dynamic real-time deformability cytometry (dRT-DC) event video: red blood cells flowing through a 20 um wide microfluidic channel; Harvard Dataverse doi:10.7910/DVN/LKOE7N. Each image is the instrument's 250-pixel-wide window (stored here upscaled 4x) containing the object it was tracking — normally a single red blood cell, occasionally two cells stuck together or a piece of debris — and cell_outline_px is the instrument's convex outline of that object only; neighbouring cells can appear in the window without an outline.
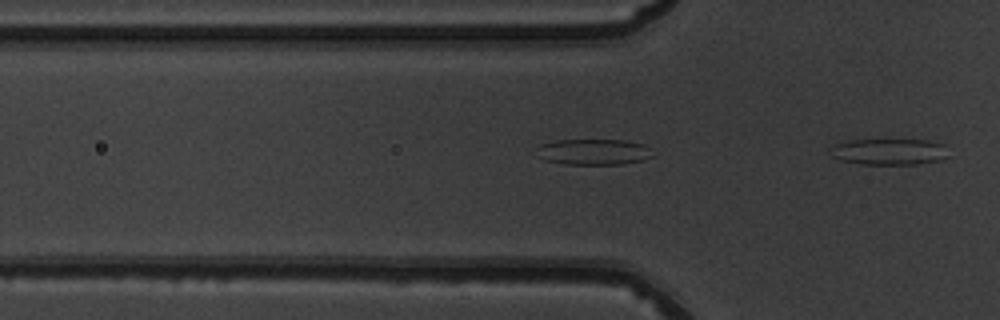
{"species": "common noctule bat (a hibernating species)", "species_latin": "Nyctalus noctula", "temperature_condition": "warm", "stored_images_in_passage": 4, "camera_frame_rate_fps": 3000, "um_per_image_px": 0.085, "animal": {"sex": "male", "body_mass_g": 19.5, "forearm_length_mm": 54.6}, "frame": {"image": 1, "passage_image": 4, "time_ms": 1.0, "image_size_px": [1000, 320], "cell_outline_px": [[948, 156], [940, 160], [916, 164], [860, 164], [840, 160], [832, 156], [828, 148], [836, 144], [848, 140], [928, 140], [944, 144]], "centroid_in_image_um": [75.55, 12.89], "position_along_channel_um": 50.3, "area_um2": 18.09}}